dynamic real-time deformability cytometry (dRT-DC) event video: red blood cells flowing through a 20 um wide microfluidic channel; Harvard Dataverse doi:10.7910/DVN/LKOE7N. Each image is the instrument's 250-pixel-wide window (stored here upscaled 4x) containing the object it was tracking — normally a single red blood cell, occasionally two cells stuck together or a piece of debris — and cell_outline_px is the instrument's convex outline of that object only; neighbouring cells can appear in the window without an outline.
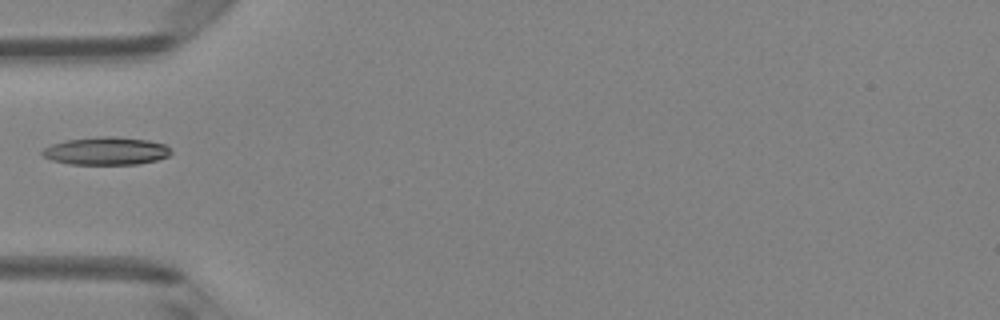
{"species": "Egyptian fruit bat (a non-hibernating species)", "species_latin": "Rousettus aegyptiacus", "temperature_condition": "room temperature", "stored_images_in_passage": 5, "camera_frame_rate_fps": 3000, "um_per_image_px": 0.085, "animal": {"sex": "female"}, "frame": {"image": 1, "passage_image": 4, "time_ms": 4.333, "image_size_px": [1000, 320], "cell_outline_px": [[172, 152], [168, 156], [156, 160], [136, 164], [68, 164], [52, 160], [44, 156], [40, 152], [44, 148], [52, 144], [64, 140], [100, 136], [112, 136], [148, 140], [164, 144]], "centroid_in_image_um": [8.99, 12.83], "position_along_channel_um": 76.0, "area_um2": 20.81}}
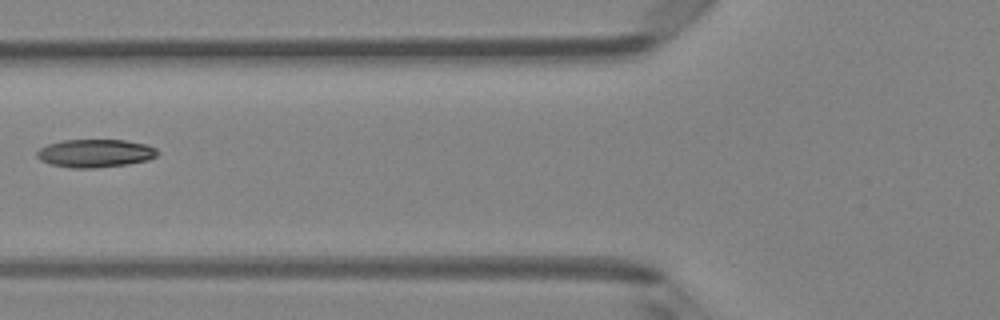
{"frame": {"image": 2, "passage_image": 5, "time_ms": 5.333, "image_size_px": [1000, 320], "cell_outline_px": [[160, 152], [156, 156], [148, 160], [128, 164], [96, 168], [72, 168], [48, 164], [40, 160], [36, 156], [36, 152], [40, 148], [48, 144], [64, 140], [124, 140], [144, 144], [156, 148]], "centroid_in_image_um": [8.08, 13.03], "position_along_channel_um": 117.7, "area_um2": 19.83}}